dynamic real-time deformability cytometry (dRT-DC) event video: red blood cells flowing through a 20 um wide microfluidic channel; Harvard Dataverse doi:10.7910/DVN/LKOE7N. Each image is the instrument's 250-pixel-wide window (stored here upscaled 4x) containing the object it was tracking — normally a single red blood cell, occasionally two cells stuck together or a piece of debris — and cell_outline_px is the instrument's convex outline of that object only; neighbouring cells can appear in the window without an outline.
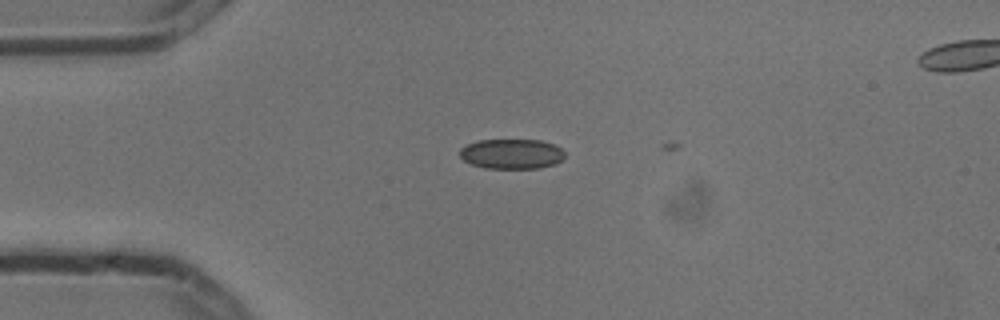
{"species": "common noctule bat (a hibernating species)", "species_latin": "Nyctalus noctula", "temperature_condition": "cold", "stored_images_in_passage": 4, "camera_frame_rate_fps": 3000, "um_per_image_px": 0.085, "animal": {"sex": "male", "body_mass_g": 13.3}, "frame": {"image": 1, "passage_image": 3, "time_ms": 0.667, "image_size_px": [1000, 320], "cell_outline_px": [[564, 156], [556, 164], [540, 168], [484, 168], [472, 164], [464, 160], [460, 156], [460, 148], [468, 144], [480, 140], [540, 140], [556, 144], [564, 152]], "centroid_in_image_um": [43.51, 13.08], "position_along_channel_um": 41.5, "area_um2": 18.32}}